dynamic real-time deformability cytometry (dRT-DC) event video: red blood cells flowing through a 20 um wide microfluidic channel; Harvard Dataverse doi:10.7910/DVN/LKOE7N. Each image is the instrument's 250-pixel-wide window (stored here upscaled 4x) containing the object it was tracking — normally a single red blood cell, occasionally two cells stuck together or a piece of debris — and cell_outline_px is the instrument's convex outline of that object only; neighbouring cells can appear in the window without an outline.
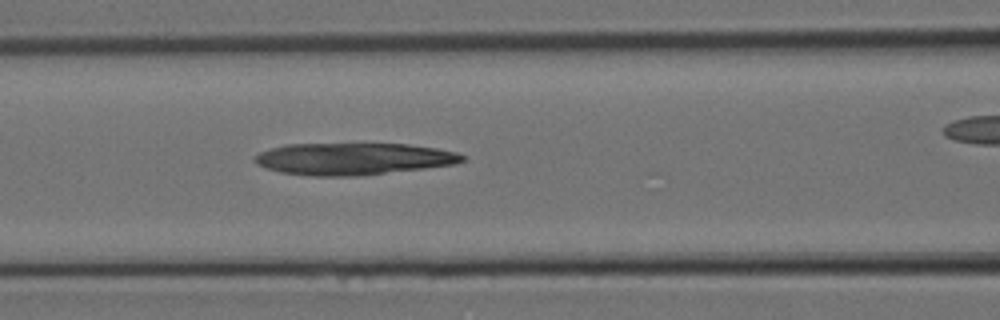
{"species": "Egyptian fruit bat (a non-hibernating species)", "species_latin": "Rousettus aegyptiacus", "temperature_condition": "room temperature", "stored_images_in_passage": 8, "segment_of_instrument_passage": [1, 2], "camera_frame_rate_fps": 3000, "um_per_image_px": 0.085, "animal": {"sex": "female"}, "frame": {"image": 1, "passage_image": 7, "time_ms": 2.0, "image_size_px": [1000, 320], "cell_outline_px": [[464, 160], [456, 164], [356, 176], [312, 176], [280, 172], [256, 164], [252, 160], [260, 152], [284, 144], [408, 144], [436, 148], [456, 152], [464, 156]], "centroid_in_image_um": [30.0, 13.5], "position_along_channel_um": 136.6, "area_um2": 38.38}}